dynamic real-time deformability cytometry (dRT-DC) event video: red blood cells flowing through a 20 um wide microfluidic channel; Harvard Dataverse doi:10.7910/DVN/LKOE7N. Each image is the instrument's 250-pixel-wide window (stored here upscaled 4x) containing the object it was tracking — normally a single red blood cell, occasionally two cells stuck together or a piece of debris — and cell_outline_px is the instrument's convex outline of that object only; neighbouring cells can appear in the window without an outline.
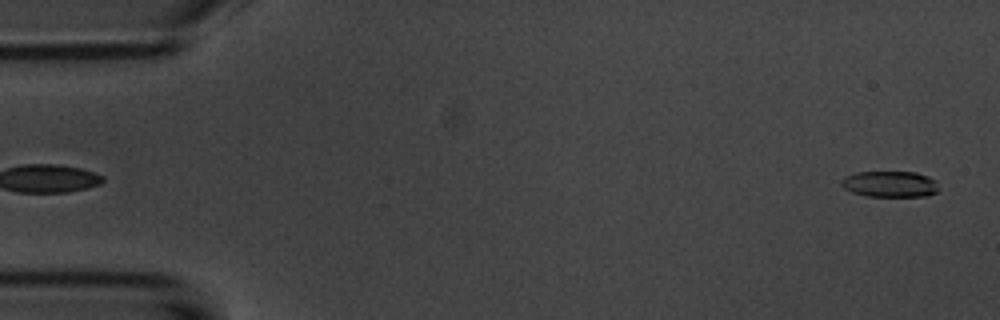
{"species": "common noctule bat (a hibernating species)", "species_latin": "Nyctalus noctula", "temperature_condition": "room temperature", "stored_images_in_passage": 6, "camera_frame_rate_fps": 3000, "um_per_image_px": 0.085, "animal": {"sex": "male", "body_mass_g": 20.1, "forearm_length_mm": 53.5}, "frame": {"image": 1, "passage_image": 6, "time_ms": 5.667, "image_size_px": [1000, 320], "cell_outline_px": [[936, 192], [928, 196], [864, 196], [852, 192], [844, 188], [840, 184], [840, 180], [844, 176], [856, 172], [916, 172], [928, 176], [936, 180]], "centroid_in_image_um": [75.6, 15.64], "position_along_channel_um": 9.4, "area_um2": 14.85}}